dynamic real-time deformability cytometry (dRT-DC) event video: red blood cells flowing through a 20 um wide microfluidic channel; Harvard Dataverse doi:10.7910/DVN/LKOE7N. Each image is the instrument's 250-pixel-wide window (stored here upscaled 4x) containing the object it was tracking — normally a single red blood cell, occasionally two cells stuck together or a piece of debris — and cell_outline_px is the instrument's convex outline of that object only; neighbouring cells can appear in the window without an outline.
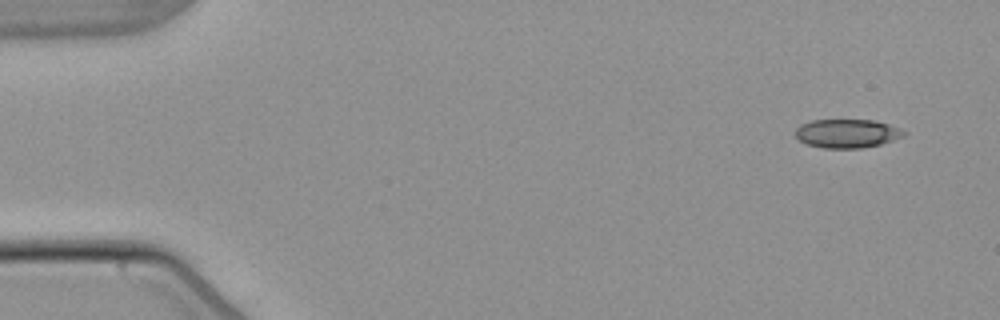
{"species": "common noctule bat (a hibernating species)", "species_latin": "Nyctalus noctula", "temperature_condition": "warm", "stored_images_in_passage": 6, "camera_frame_rate_fps": 3000, "um_per_image_px": 0.085, "animal": {"sex": "male", "body_mass_g": 21.5, "forearm_length_mm": 52.0}, "frame": {"image": 1, "passage_image": 1, "time_ms": 0.0, "image_size_px": [1000, 320], "cell_outline_px": [[908, 132], [904, 136], [880, 144], [860, 148], [824, 148], [808, 144], [800, 140], [796, 136], [796, 128], [800, 124], [812, 120], [872, 120], [888, 124], [900, 128]], "centroid_in_image_um": [72.01, 11.34], "position_along_channel_um": 13.0, "area_um2": 18.03}}
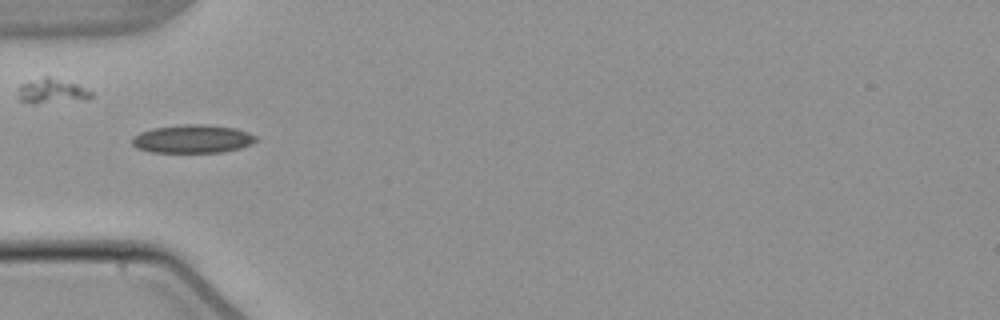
{"frame": {"image": 2, "passage_image": 4, "time_ms": 4.667, "image_size_px": [1000, 320], "cell_outline_px": [[256, 140], [240, 148], [220, 152], [152, 152], [136, 148], [132, 144], [132, 140], [140, 132], [152, 128], [184, 124], [208, 124], [236, 128], [248, 132], [256, 136]], "centroid_in_image_um": [16.36, 11.79], "position_along_channel_um": 68.6, "area_um2": 20.29}}